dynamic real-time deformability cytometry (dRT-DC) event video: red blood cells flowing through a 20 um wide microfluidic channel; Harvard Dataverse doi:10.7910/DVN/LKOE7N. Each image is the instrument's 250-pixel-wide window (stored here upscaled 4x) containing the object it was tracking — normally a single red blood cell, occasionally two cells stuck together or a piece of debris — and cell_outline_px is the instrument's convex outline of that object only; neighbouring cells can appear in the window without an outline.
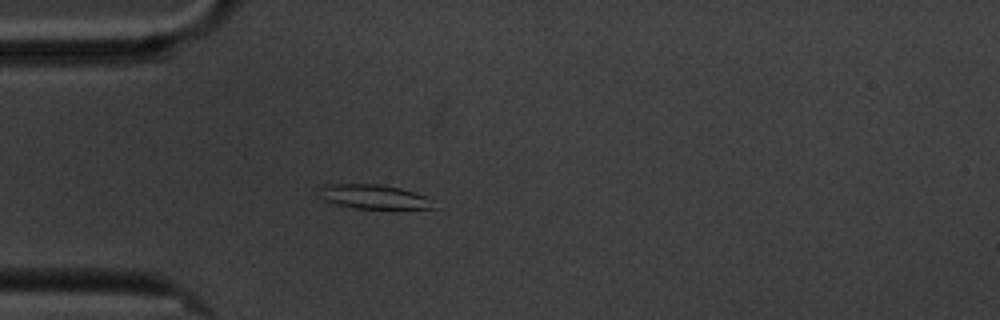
{"species": "common noctule bat (a hibernating species)", "species_latin": "Nyctalus noctula", "temperature_condition": "cold", "stored_images_in_passage": 43, "camera_frame_rate_fps": 3000, "um_per_image_px": 0.085, "animal": {"sex": "male", "body_mass_g": 20.1, "forearm_length_mm": 53.5}, "frame": {"image": 1, "passage_image": 1, "time_ms": 0.0, "image_size_px": [1000, 320], "cell_outline_px": [[436, 208], [356, 208], [336, 204], [324, 200], [320, 188], [324, 184], [380, 184], [400, 188], [424, 196]], "centroid_in_image_um": [31.72, 16.71], "position_along_channel_um": 53.3, "area_um2": 15.61}}
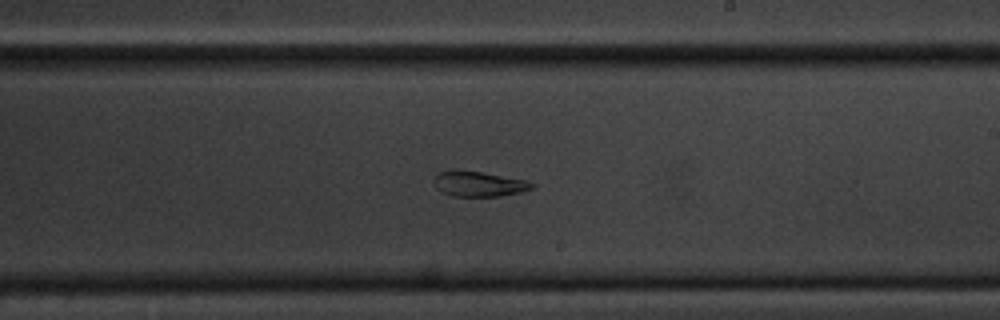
{"frame": {"image": 2, "passage_image": 19, "time_ms": 6.0, "image_size_px": [1000, 320], "cell_outline_px": [[536, 188], [520, 192], [500, 196], [452, 196], [440, 192], [436, 188], [432, 180], [436, 172], [452, 168], [456, 168], [480, 172], [524, 180], [536, 184]], "centroid_in_image_um": [40.61, 15.61], "position_along_channel_um": 248.4, "area_um2": 14.8}}
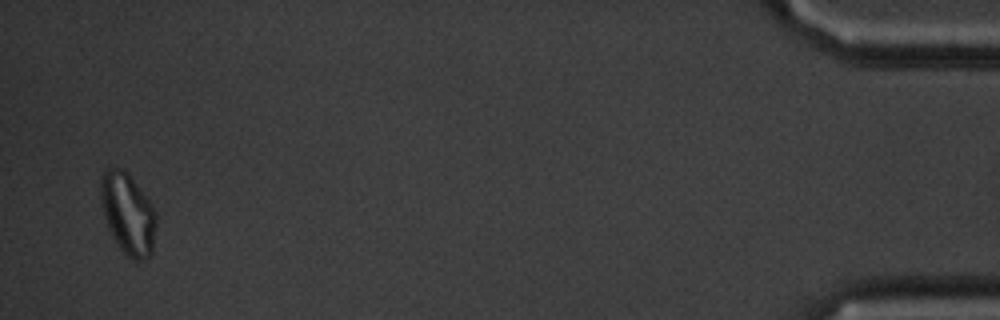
{"frame": {"image": 3, "passage_image": 42, "time_ms": 13.667, "image_size_px": [1000, 320], "cell_outline_px": [[156, 224], [152, 252], [144, 260], [132, 260], [120, 248], [112, 236], [108, 228], [104, 216], [100, 200], [100, 176], [104, 168], [124, 168], [152, 204], [156, 212]], "centroid_in_image_um": [10.85, 18.13], "position_along_channel_um": 424.3, "area_um2": 26.47}, "authors_computed_cell_mechanics": {"area_um2": 15.606, "velocity_mm_per_s": 3.3848, "shape_relaxation_time_tau1_ms": null, "shape_relaxation_time_tau2_ms": 1.918, "deformation_change_tau1": null, "deformation_change_tau2": 0.0989}}